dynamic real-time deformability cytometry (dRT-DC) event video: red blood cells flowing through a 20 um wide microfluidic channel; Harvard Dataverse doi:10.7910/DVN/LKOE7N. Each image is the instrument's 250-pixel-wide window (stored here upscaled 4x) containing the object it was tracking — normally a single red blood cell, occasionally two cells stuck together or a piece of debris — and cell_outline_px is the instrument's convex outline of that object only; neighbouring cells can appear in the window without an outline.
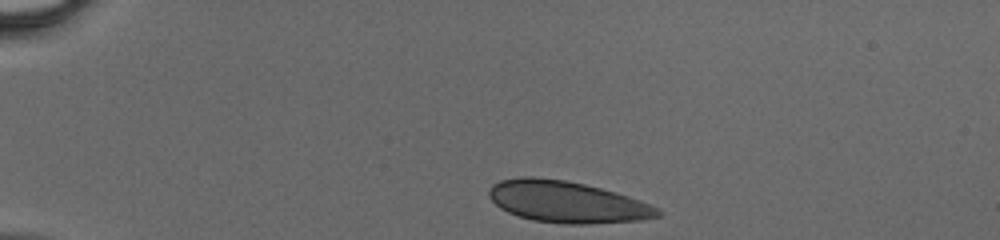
{"species": "human", "species_latin": "Homo sapiens", "temperature_condition": "cold", "stored_images_in_passage": 36, "camera_frame_rate_fps": 3000, "um_per_image_px": 0.085, "donor": {"sex": "male"}, "frame": {"image": 1, "passage_image": 1, "time_ms": 0.0, "image_size_px": [1000, 240], "cell_outline_px": [[664, 212], [660, 216], [644, 220], [588, 224], [564, 224], [532, 220], [508, 212], [500, 208], [488, 196], [488, 192], [492, 184], [500, 180], [520, 176], [532, 176], [564, 180], [584, 184], [616, 192], [640, 200], [660, 208]], "centroid_in_image_um": [48.22, 17.16], "position_along_channel_um": 36.8, "area_um2": 41.1}}
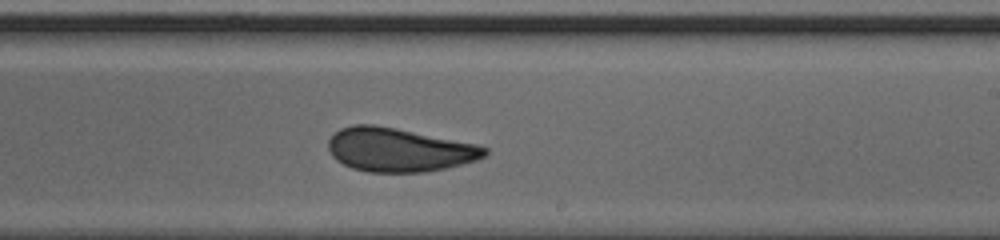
{"frame": {"image": 2, "passage_image": 20, "time_ms": 6.333, "image_size_px": [1000, 240], "cell_outline_px": [[488, 152], [484, 156], [476, 160], [444, 168], [424, 172], [368, 172], [352, 168], [336, 160], [332, 156], [328, 148], [328, 140], [340, 128], [352, 124], [372, 124], [396, 128], [476, 144], [488, 148]], "centroid_in_image_um": [33.88, 12.73], "position_along_channel_um": 255.1, "area_um2": 39.65}}
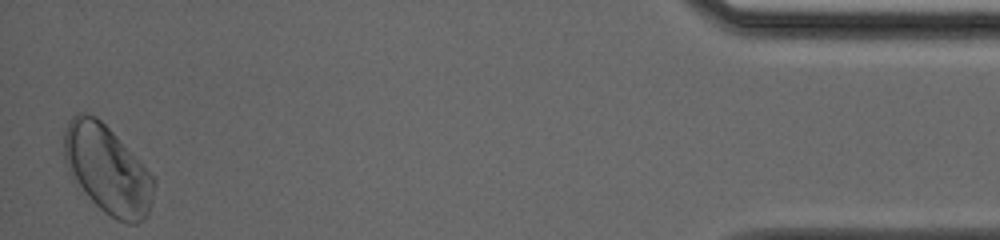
{"frame": {"image": 3, "passage_image": 36, "time_ms": 11.667, "image_size_px": [1000, 240], "cell_outline_px": [[156, 184], [152, 200], [148, 212], [144, 220], [136, 224], [128, 224], [116, 220], [104, 212], [88, 196], [68, 172], [64, 160], [64, 132], [68, 120], [76, 112], [84, 112], [96, 116], [140, 160], [156, 180]], "centroid_in_image_um": [9.13, 14.41], "position_along_channel_um": 426.1, "area_um2": 46.24}}